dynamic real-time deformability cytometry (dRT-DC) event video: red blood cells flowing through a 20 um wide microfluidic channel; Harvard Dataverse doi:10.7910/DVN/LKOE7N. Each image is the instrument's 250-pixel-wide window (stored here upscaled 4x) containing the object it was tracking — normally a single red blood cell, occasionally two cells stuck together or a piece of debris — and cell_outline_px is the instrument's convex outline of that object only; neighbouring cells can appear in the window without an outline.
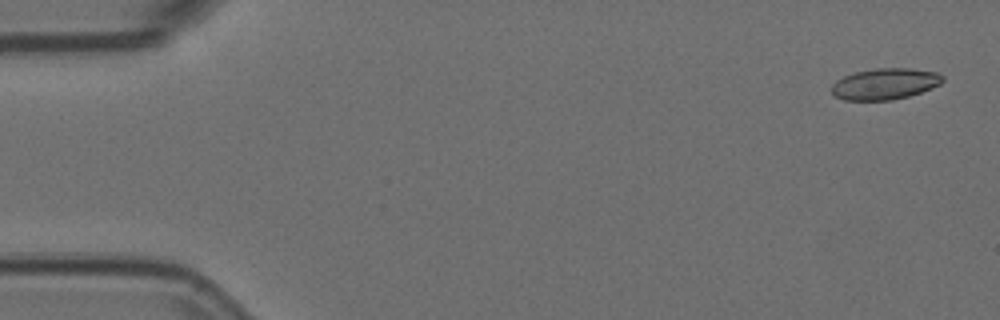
{"species": "Egyptian fruit bat (a non-hibernating species)", "species_latin": "Rousettus aegyptiacus", "temperature_condition": "room temperature", "stored_images_in_passage": 5, "camera_frame_rate_fps": 3000, "um_per_image_px": 0.085, "animal": {"sex": "female"}, "frame": {"image": 1, "passage_image": 1, "time_ms": 0.0, "image_size_px": [1000, 320], "cell_outline_px": [[944, 80], [940, 84], [932, 88], [908, 96], [892, 100], [844, 100], [836, 96], [832, 92], [832, 84], [836, 80], [844, 76], [856, 72], [876, 68], [908, 68], [936, 72], [944, 76]], "centroid_in_image_um": [75.23, 7.13], "position_along_channel_um": 9.8, "area_um2": 20.11}}
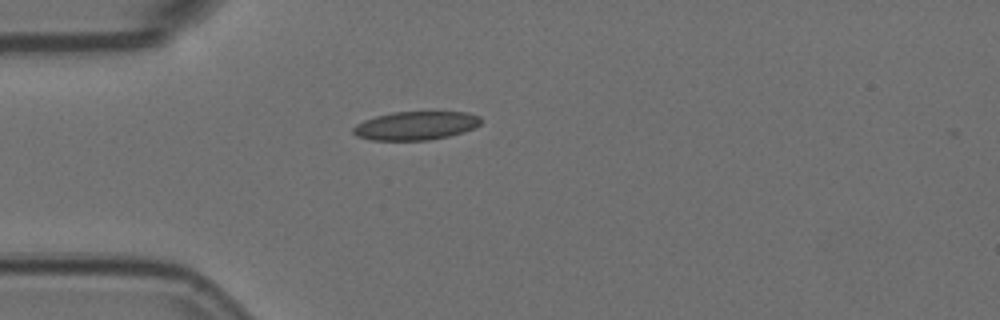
{"frame": {"image": 2, "passage_image": 5, "time_ms": 1.333, "image_size_px": [1000, 320], "cell_outline_px": [[480, 124], [464, 132], [448, 136], [428, 140], [372, 140], [356, 136], [352, 132], [352, 128], [356, 124], [364, 120], [376, 116], [392, 112], [468, 112], [480, 116]], "centroid_in_image_um": [35.31, 10.68], "position_along_channel_um": 49.7, "area_um2": 21.21}}